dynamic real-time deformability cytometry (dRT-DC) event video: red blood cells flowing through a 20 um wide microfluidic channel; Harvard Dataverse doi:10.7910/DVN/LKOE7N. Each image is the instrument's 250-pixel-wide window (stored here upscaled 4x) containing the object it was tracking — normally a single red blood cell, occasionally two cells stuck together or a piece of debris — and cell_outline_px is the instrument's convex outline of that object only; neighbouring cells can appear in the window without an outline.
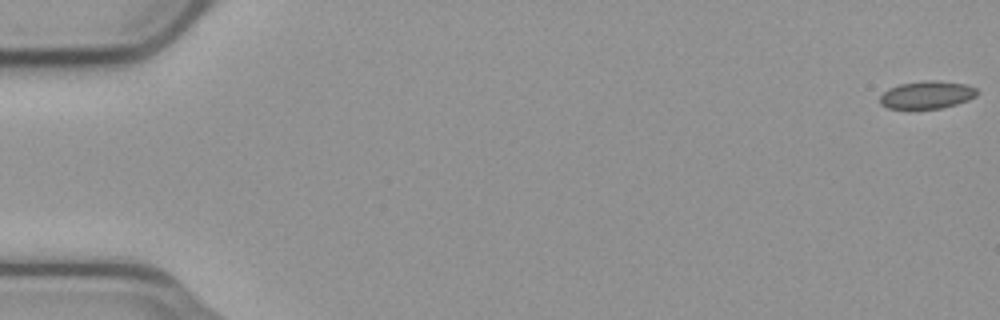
{"species": "common noctule bat (a hibernating species)", "species_latin": "Nyctalus noctula", "temperature_condition": "cold", "stored_images_in_passage": 56, "camera_frame_rate_fps": 3000, "um_per_image_px": 0.085, "animal": {"sex": "male", "body_mass_g": 23.1, "forearm_length_mm": 52.7}, "frame": {"image": 1, "passage_image": 1, "time_ms": 0.0, "image_size_px": [1000, 320], "cell_outline_px": [[980, 92], [976, 96], [968, 100], [956, 104], [940, 108], [888, 108], [880, 104], [880, 96], [888, 88], [900, 84], [924, 80], [936, 80], [968, 84], [976, 88]], "centroid_in_image_um": [78.82, 8.04], "position_along_channel_um": 6.2, "area_um2": 15.72}}
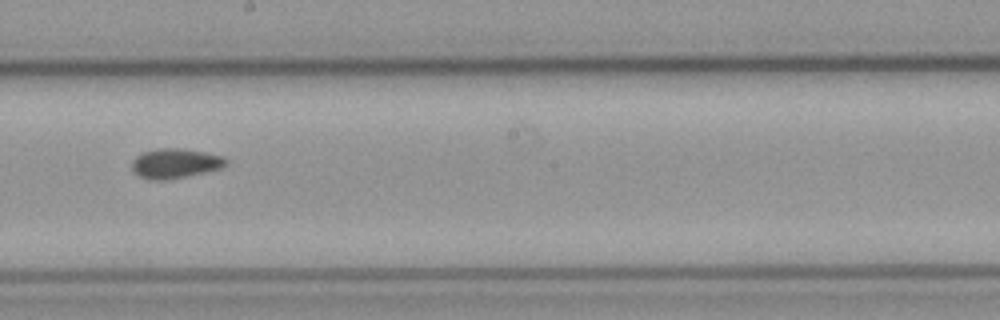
{"frame": {"image": 2, "passage_image": 32, "time_ms": 10.333, "image_size_px": [1000, 320], "cell_outline_px": [[228, 164], [220, 168], [204, 172], [164, 180], [148, 180], [140, 176], [132, 168], [132, 160], [136, 156], [144, 152], [156, 148], [184, 148], [224, 156], [228, 160]], "centroid_in_image_um": [14.9, 13.87], "position_along_channel_um": 233.3, "area_um2": 16.24}}
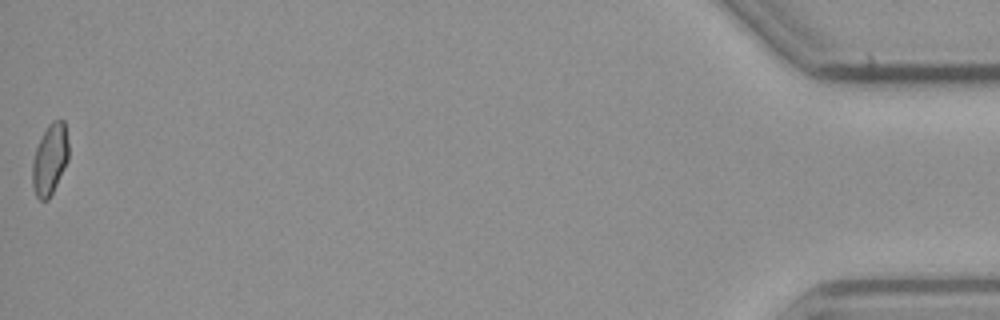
{"frame": {"image": 3, "passage_image": 56, "time_ms": 18.333, "image_size_px": [1000, 320], "cell_outline_px": [[68, 160], [48, 200], [40, 200], [36, 196], [32, 184], [32, 160], [36, 148], [48, 124], [52, 120], [60, 116], [64, 120], [68, 144]], "centroid_in_image_um": [4.24, 13.5], "position_along_channel_um": 431.0, "area_um2": 14.97}, "authors_computed_cell_mechanics": {"area_um2": 15.8083, "velocity_mm_per_s": 3.739, "shape_relaxation_time_tau1_ms": null, "shape_relaxation_time_tau2_ms": 6.5671, "deformation_change_tau1": null, "deformation_change_tau2": 0.0819}}